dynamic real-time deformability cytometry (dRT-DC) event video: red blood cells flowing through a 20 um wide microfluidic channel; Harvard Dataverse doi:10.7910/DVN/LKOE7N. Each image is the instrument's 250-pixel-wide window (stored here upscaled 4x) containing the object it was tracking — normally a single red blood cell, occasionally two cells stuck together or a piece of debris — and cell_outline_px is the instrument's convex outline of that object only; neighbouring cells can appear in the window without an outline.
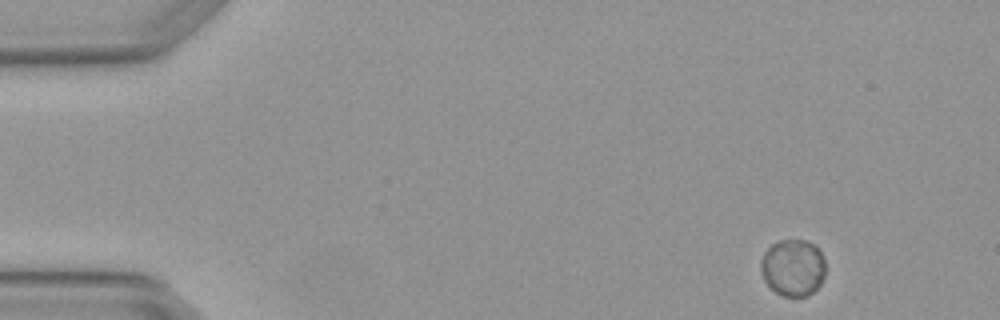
{"species": "Egyptian fruit bat (a non-hibernating species)", "species_latin": "Rousettus aegyptiacus", "temperature_condition": "warm", "stored_images_in_passage": 4, "camera_frame_rate_fps": 3000, "um_per_image_px": 0.085, "animal": {"sex": "female"}, "frame": {"image": 1, "passage_image": 1, "time_ms": 0.0, "image_size_px": [1000, 320], "cell_outline_px": [[824, 276], [820, 284], [808, 296], [784, 296], [776, 292], [764, 280], [760, 272], [760, 260], [764, 252], [772, 244], [780, 240], [808, 240], [816, 244], [824, 256]], "centroid_in_image_um": [67.4, 22.72], "position_along_channel_um": 17.6, "area_um2": 21.62}}
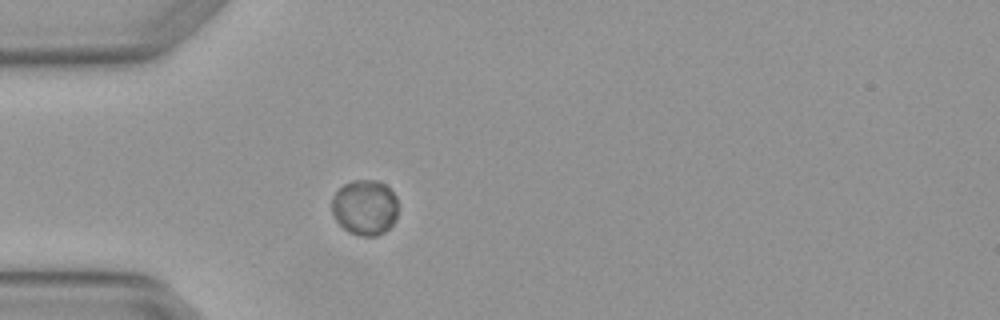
{"frame": {"image": 2, "passage_image": 4, "time_ms": 1.0, "image_size_px": [1000, 320], "cell_outline_px": [[396, 220], [384, 232], [376, 236], [360, 236], [348, 232], [336, 220], [332, 212], [332, 196], [344, 184], [356, 180], [376, 180], [384, 184], [396, 196]], "centroid_in_image_um": [31.0, 17.64], "position_along_channel_um": 54.0, "area_um2": 21.27}}